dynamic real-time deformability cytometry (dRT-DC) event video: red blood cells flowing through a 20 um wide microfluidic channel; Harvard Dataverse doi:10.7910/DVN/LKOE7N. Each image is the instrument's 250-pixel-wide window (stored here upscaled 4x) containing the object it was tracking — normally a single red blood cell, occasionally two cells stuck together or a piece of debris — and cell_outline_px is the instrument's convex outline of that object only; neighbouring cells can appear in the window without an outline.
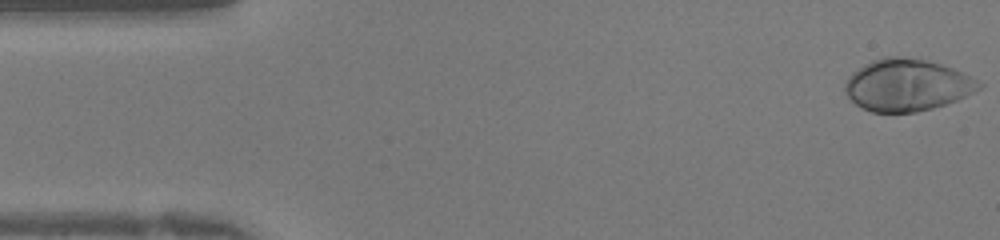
{"species": "human", "species_latin": "Homo sapiens", "temperature_condition": "warm", "stored_images_in_passage": 41, "camera_frame_rate_fps": 3000, "um_per_image_px": 0.085, "donor": {"sex": "female"}, "frame": {"image": 1, "passage_image": 1, "time_ms": 0.0, "image_size_px": [1000, 240], "cell_outline_px": [[984, 84], [980, 88], [956, 100], [932, 108], [916, 112], [872, 112], [856, 104], [844, 92], [844, 84], [848, 76], [852, 72], [864, 64], [872, 60], [884, 56], [900, 56], [924, 60], [940, 64], [952, 68]], "centroid_in_image_um": [77.04, 7.22], "position_along_channel_um": 8.0, "area_um2": 40.17}}
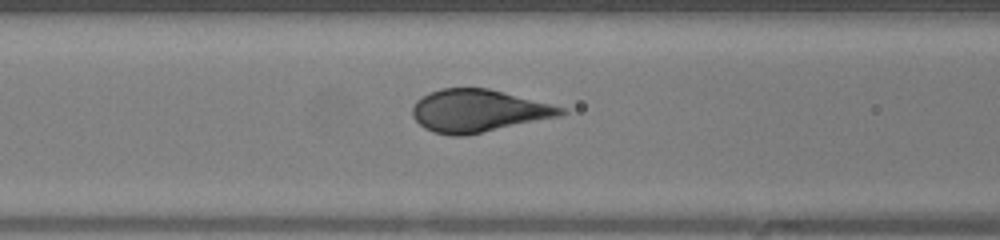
{"frame": {"image": 2, "passage_image": 16, "time_ms": 5.0, "image_size_px": [1000, 240], "cell_outline_px": [[568, 112], [560, 116], [464, 136], [452, 136], [432, 132], [424, 128], [412, 116], [412, 108], [416, 100], [428, 92], [440, 88], [488, 88], [564, 108]], "centroid_in_image_um": [40.59, 9.42], "position_along_channel_um": 126.0, "area_um2": 36.59}}
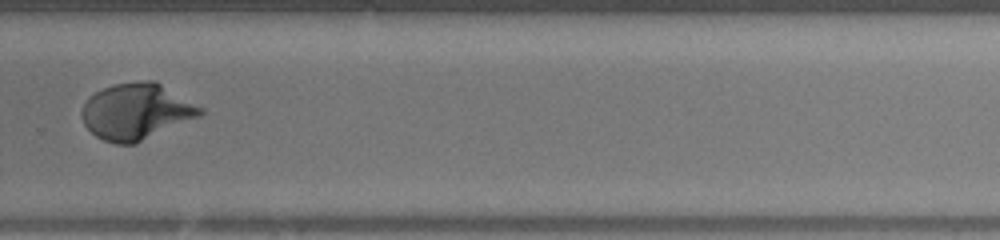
{"frame": {"image": 3, "passage_image": 28, "time_ms": 9.0, "image_size_px": [1000, 240], "cell_outline_px": [[204, 112], [200, 116], [136, 144], [116, 144], [104, 140], [96, 136], [84, 124], [80, 112], [84, 104], [96, 92], [112, 84], [144, 80], [156, 80], [204, 108]], "centroid_in_image_um": [11.62, 9.47], "position_along_channel_um": 318.2, "area_um2": 38.9}}